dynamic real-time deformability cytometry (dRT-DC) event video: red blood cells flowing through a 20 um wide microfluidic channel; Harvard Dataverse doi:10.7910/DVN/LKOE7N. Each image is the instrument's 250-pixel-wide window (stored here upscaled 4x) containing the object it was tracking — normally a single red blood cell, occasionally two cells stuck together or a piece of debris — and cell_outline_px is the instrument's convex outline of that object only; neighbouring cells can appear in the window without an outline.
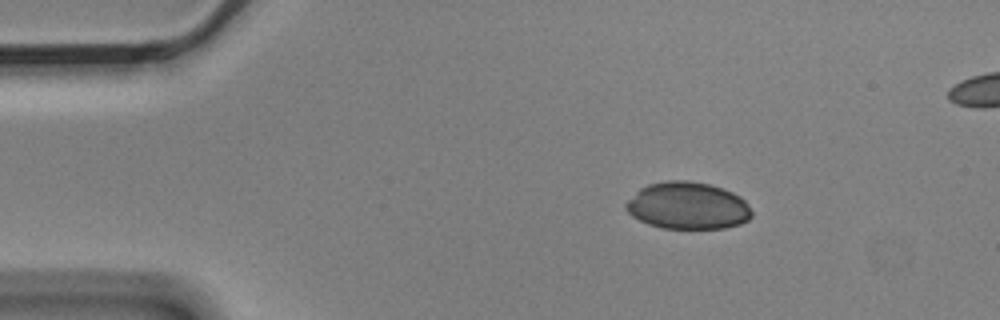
{"species": "Egyptian fruit bat (a non-hibernating species)", "species_latin": "Rousettus aegyptiacus", "temperature_condition": "cold", "stored_images_in_passage": 4, "camera_frame_rate_fps": 3000, "um_per_image_px": 0.085, "animal": {"sex": "male"}, "frame": {"image": 1, "passage_image": 1, "time_ms": 0.0, "image_size_px": [1000, 320], "cell_outline_px": [[752, 216], [748, 220], [740, 224], [724, 228], [660, 228], [648, 224], [632, 216], [624, 208], [624, 204], [640, 188], [648, 184], [668, 180], [688, 180], [708, 184], [732, 192], [740, 196], [748, 204], [752, 212]], "centroid_in_image_um": [58.44, 17.49], "position_along_channel_um": 26.6, "area_um2": 34.56}}